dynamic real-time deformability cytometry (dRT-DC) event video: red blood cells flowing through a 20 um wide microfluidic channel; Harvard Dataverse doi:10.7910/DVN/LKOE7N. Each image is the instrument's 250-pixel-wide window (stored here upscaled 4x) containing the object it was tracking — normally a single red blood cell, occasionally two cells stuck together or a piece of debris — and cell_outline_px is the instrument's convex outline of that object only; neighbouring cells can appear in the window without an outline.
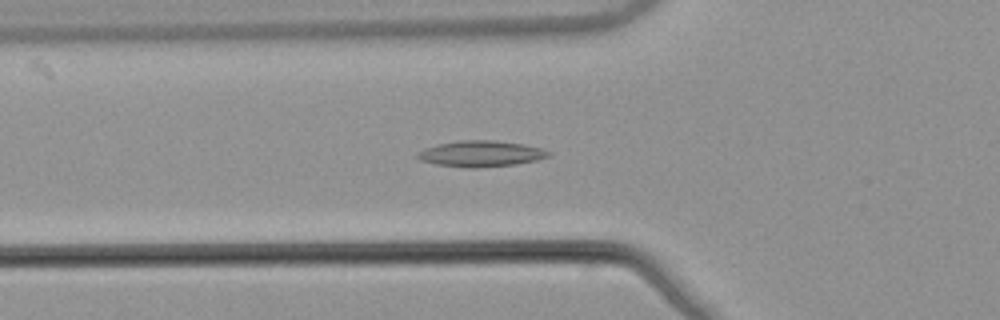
{"species": "common noctule bat (a hibernating species)", "species_latin": "Nyctalus noctula", "temperature_condition": "warm", "stored_images_in_passage": 54, "camera_frame_rate_fps": 3000, "um_per_image_px": 0.085, "animal": {"sex": "male", "body_mass_g": 21.5, "forearm_length_mm": 52.0}, "frame": {"image": 1, "passage_image": 20, "time_ms": 6.333, "image_size_px": [1000, 320], "cell_outline_px": [[552, 156], [536, 160], [516, 164], [476, 168], [468, 168], [436, 164], [420, 160], [416, 156], [420, 152], [428, 148], [440, 144], [460, 140], [492, 140], [524, 144], [540, 148], [552, 152]], "centroid_in_image_um": [40.94, 13.07], "position_along_channel_um": 84.9, "area_um2": 19.65}}
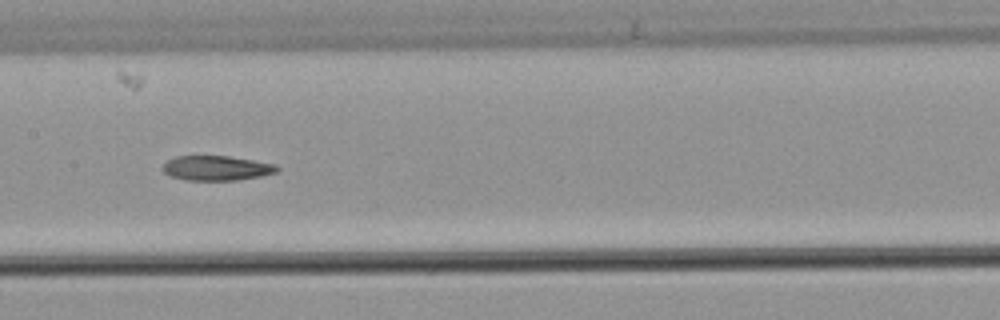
{"frame": {"image": 2, "passage_image": 28, "time_ms": 9.0, "image_size_px": [1000, 320], "cell_outline_px": [[280, 168], [276, 172], [260, 176], [236, 180], [188, 180], [172, 176], [164, 172], [160, 168], [168, 160], [176, 156], [228, 156], [276, 164]], "centroid_in_image_um": [18.4, 14.28], "position_along_channel_um": 189.0, "area_um2": 16.36}}
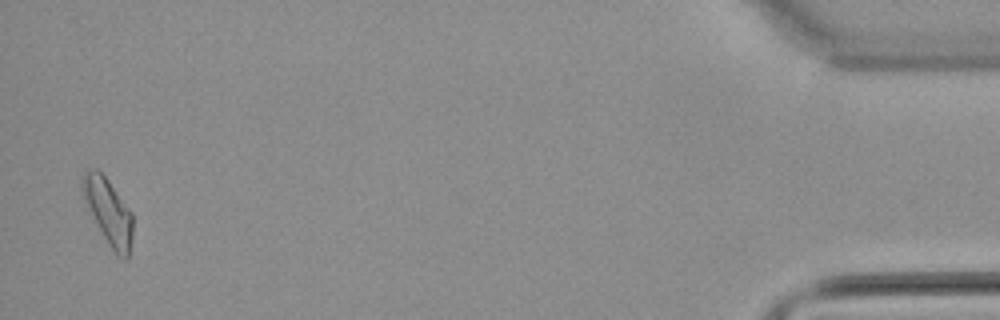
{"frame": {"image": 3, "passage_image": 53, "time_ms": 17.333, "image_size_px": [1000, 320], "cell_outline_px": [[132, 236], [128, 260], [124, 260], [116, 256], [108, 244], [84, 200], [80, 192], [80, 184], [84, 172], [92, 168], [96, 168], [108, 180], [132, 212]], "centroid_in_image_um": [9.2, 17.99], "position_along_channel_um": 426.0, "area_um2": 19.31}, "authors_computed_cell_mechanics": {"area_um2": 17.8313, "velocity_mm_per_s": 3.8981, "shape_relaxation_time_tau1_ms": null, "shape_relaxation_time_tau2_ms": 6.3851, "deformation_change_tau1": null, "deformation_change_tau2": 0.1568}}